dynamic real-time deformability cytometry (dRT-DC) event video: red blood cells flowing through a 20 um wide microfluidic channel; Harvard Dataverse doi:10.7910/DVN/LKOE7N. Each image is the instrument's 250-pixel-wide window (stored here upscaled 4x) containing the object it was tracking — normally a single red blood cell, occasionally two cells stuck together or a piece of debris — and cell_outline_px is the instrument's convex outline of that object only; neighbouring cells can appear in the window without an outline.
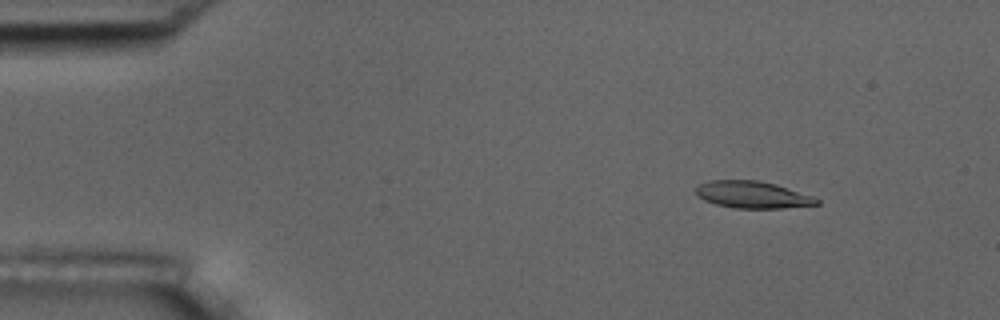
{"species": "common noctule bat (a hibernating species)", "species_latin": "Nyctalus noctula", "temperature_condition": "room temperature", "stored_images_in_passage": 5, "camera_frame_rate_fps": 3000, "um_per_image_px": 0.085, "animal": {"sex": "male", "body_mass_g": 17.5, "forearm_length_mm": 52.3}, "frame": {"image": 1, "passage_image": 2, "time_ms": 1.0, "image_size_px": [1000, 320], "cell_outline_px": [[820, 204], [784, 208], [732, 208], [716, 204], [704, 200], [696, 196], [696, 188], [700, 184], [712, 180], [760, 180], [776, 184], [812, 196], [820, 200]], "centroid_in_image_um": [63.96, 16.55], "position_along_channel_um": 21.0, "area_um2": 19.02}}
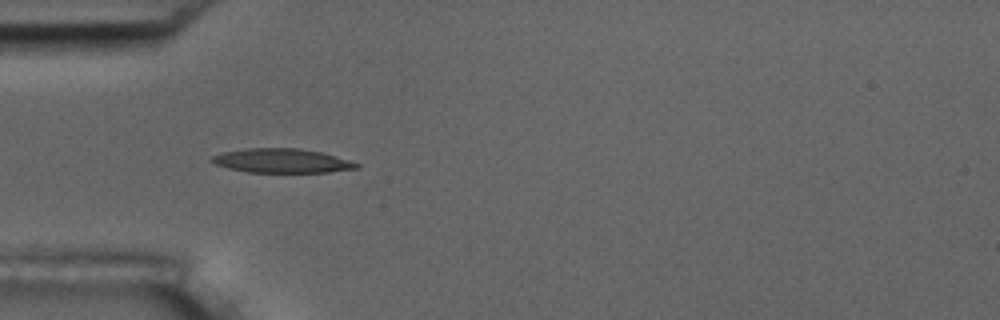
{"frame": {"image": 2, "passage_image": 4, "time_ms": 4.333, "image_size_px": [1000, 320], "cell_outline_px": [[360, 168], [328, 172], [248, 172], [228, 168], [216, 164], [208, 160], [212, 156], [220, 152], [248, 148], [300, 148], [320, 152], [336, 156], [360, 164]], "centroid_in_image_um": [23.93, 13.66], "position_along_channel_um": 61.1, "area_um2": 20.4}}